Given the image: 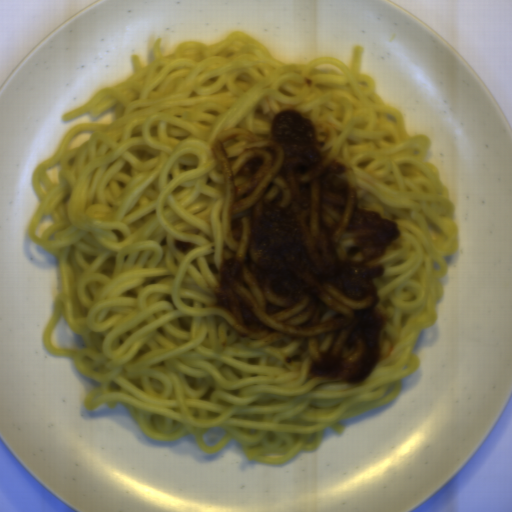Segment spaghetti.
Wrapping results in <instances>:
<instances>
[{
  "label": "spaghetti",
  "mask_w": 512,
  "mask_h": 512,
  "mask_svg": "<svg viewBox=\"0 0 512 512\" xmlns=\"http://www.w3.org/2000/svg\"><path fill=\"white\" fill-rule=\"evenodd\" d=\"M119 85L100 89L61 116L114 122L77 124L33 171L39 205L27 235L57 256L61 293L43 348L70 357L95 381L87 411L122 405L156 441L188 434L208 454L228 441L250 461L284 465L320 445L325 429L386 405L420 368L423 330L438 320L447 259L459 249L449 187L426 161L432 138L406 132L402 114L361 72L331 56L283 63L247 31L213 44L189 41ZM311 117L328 155L344 163L366 208L395 222L400 238L383 264L378 290L388 314L387 351L362 384L311 379L307 348L294 338L242 339L227 313L210 304L228 219L227 188L211 143L246 129L268 136L284 109ZM88 141L69 148L79 131ZM60 163L57 182L47 168ZM50 215L42 237L34 232ZM175 240L193 242L186 254ZM63 317L87 345L60 349L50 338ZM226 434L209 446L211 427Z\"/></svg>",
  "instance_id": "spaghetti-1"
}]
</instances>
